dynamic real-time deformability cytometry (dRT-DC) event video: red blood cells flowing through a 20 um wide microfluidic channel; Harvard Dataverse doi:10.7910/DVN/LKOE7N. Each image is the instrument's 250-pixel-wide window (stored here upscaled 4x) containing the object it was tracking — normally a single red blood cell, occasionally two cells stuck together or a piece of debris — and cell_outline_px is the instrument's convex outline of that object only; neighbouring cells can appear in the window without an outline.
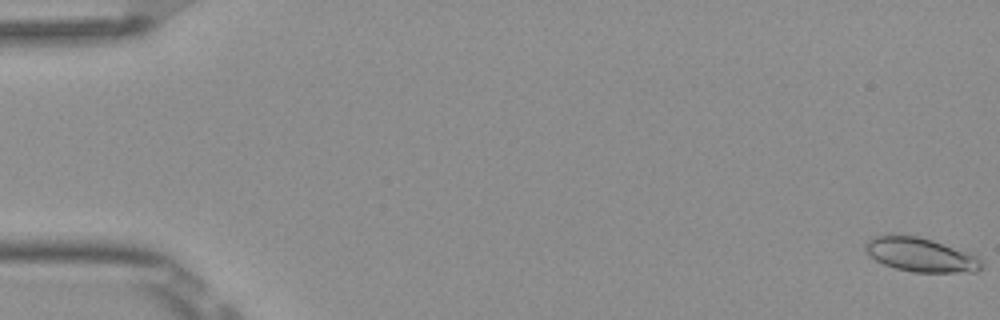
{"species": "Egyptian fruit bat (a non-hibernating species)", "species_latin": "Rousettus aegyptiacus", "temperature_condition": "room temperature", "stored_images_in_passage": 21, "camera_frame_rate_fps": 3000, "um_per_image_px": 0.085, "frame": {"image": 1, "passage_image": 1, "time_ms": 0.0, "image_size_px": [1000, 320], "cell_outline_px": [[984, 268], [976, 272], [912, 272], [896, 268], [884, 264], [868, 256], [864, 248], [864, 244], [868, 240], [876, 236], [888, 232], [916, 236], [932, 240], [972, 252], [984, 264]], "centroid_in_image_um": [78.25, 21.63], "position_along_channel_um": 6.7, "area_um2": 23.64}}
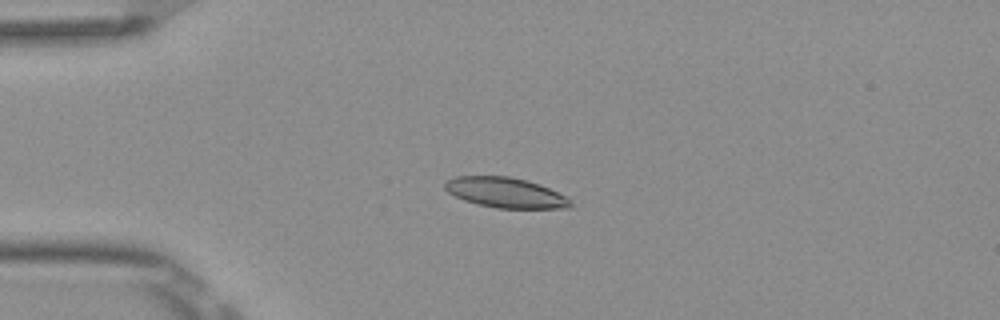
{"frame": {"image": 2, "passage_image": 14, "time_ms": 4.333, "image_size_px": [1000, 320], "cell_outline_px": [[572, 208], [496, 208], [464, 200], [448, 192], [444, 188], [444, 180], [456, 176], [508, 176], [528, 180], [540, 184], [568, 196], [572, 200]], "centroid_in_image_um": [43.0, 16.36], "position_along_channel_um": 42.0, "area_um2": 22.31}}
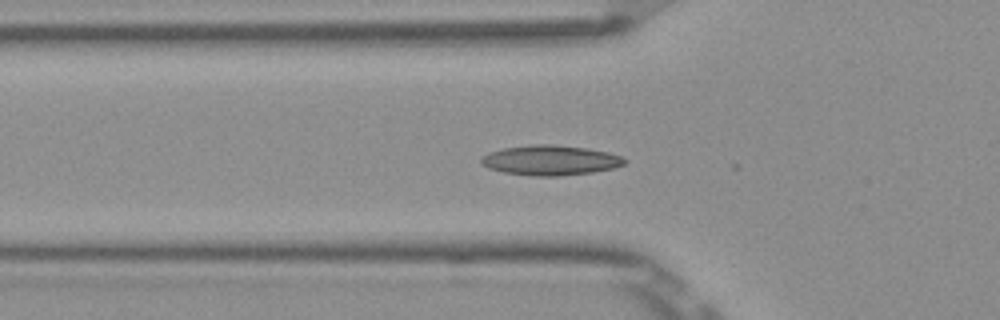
{"frame": {"image": 3, "passage_image": 19, "time_ms": 6.0, "image_size_px": [1000, 320], "cell_outline_px": [[628, 160], [624, 164], [612, 168], [592, 172], [556, 176], [532, 176], [504, 172], [488, 168], [480, 164], [480, 156], [488, 152], [504, 148], [532, 144], [552, 144], [588, 148], [608, 152], [620, 156]], "centroid_in_image_um": [46.74, 13.61], "position_along_channel_um": 79.1, "area_um2": 25.14}}